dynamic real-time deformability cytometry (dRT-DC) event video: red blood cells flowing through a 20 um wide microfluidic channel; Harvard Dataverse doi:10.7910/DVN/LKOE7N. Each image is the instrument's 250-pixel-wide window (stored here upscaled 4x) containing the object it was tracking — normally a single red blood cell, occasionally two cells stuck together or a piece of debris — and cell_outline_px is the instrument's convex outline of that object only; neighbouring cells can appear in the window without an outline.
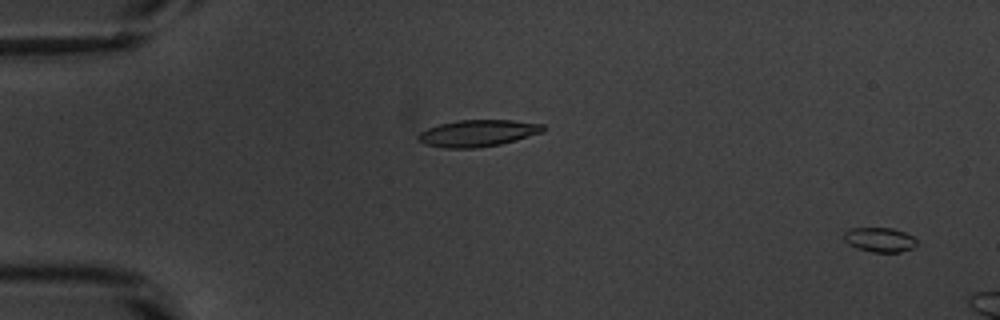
{"species": "common noctule bat (a hibernating species)", "species_latin": "Nyctalus noctula", "temperature_condition": "warm", "stored_images_in_passage": 8, "segment_of_instrument_passage": [1, 2], "camera_frame_rate_fps": 3000, "um_per_image_px": 0.085, "animal": {"sex": "male", "body_mass_g": 20.1, "forearm_length_mm": 53.5}, "frame": {"image": 1, "passage_image": 3, "time_ms": 0.667, "image_size_px": [1000, 320], "cell_outline_px": [[916, 244], [912, 248], [900, 252], [872, 252], [856, 248], [848, 244], [844, 240], [844, 232], [848, 228], [892, 228], [904, 232], [912, 236], [916, 240]], "centroid_in_image_um": [74.74, 20.37], "position_along_channel_um": 10.3, "area_um2": 10.4}}